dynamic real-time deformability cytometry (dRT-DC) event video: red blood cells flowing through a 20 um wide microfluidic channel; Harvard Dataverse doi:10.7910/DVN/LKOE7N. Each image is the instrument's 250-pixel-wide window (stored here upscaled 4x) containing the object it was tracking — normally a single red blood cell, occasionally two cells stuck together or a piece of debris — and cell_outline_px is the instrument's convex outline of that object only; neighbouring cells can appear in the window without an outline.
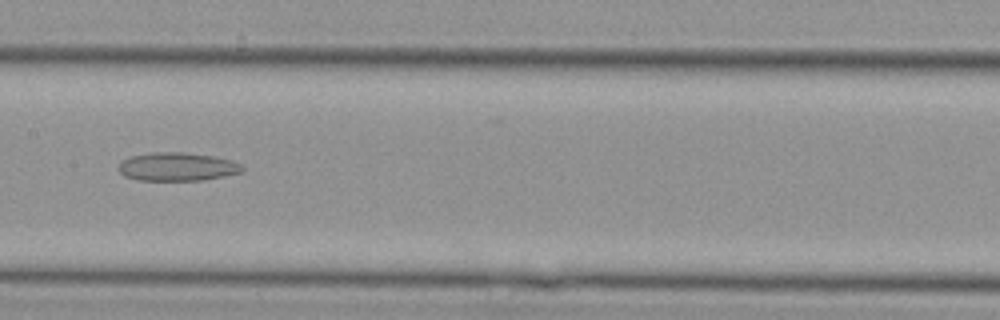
{"species": "Egyptian fruit bat (a non-hibernating species)", "species_latin": "Rousettus aegyptiacus", "temperature_condition": "cold", "stored_images_in_passage": 30, "camera_frame_rate_fps": 3000, "um_per_image_px": 0.085, "animal": {"sex": "female"}, "frame": {"image": 1, "passage_image": 12, "time_ms": 3.667, "image_size_px": [1000, 320], "cell_outline_px": [[244, 168], [240, 172], [200, 180], [140, 180], [124, 176], [120, 172], [120, 160], [128, 156], [152, 152], [184, 152], [212, 156], [232, 160], [240, 164]], "centroid_in_image_um": [15.01, 14.15], "position_along_channel_um": 192.4, "area_um2": 20.29}}
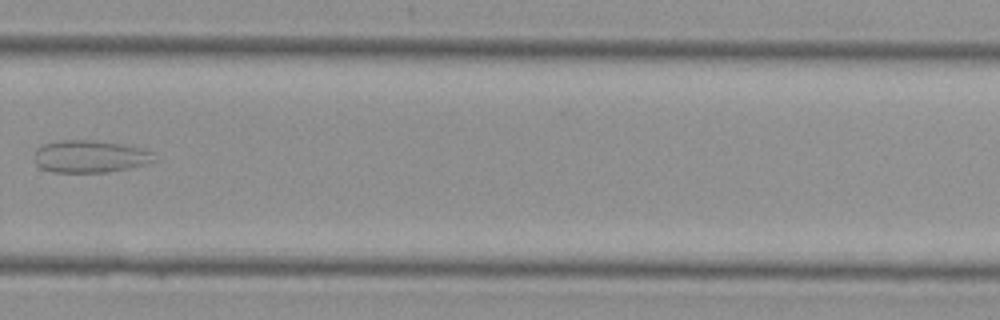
{"frame": {"image": 2, "passage_image": 19, "time_ms": 6.0, "image_size_px": [1000, 320], "cell_outline_px": [[156, 160], [148, 164], [128, 168], [104, 172], [56, 172], [40, 168], [36, 164], [32, 156], [36, 148], [44, 144], [56, 140], [96, 140], [120, 144], [140, 148], [152, 152]], "centroid_in_image_um": [7.6, 13.29], "position_along_channel_um": 322.2, "area_um2": 22.72}}
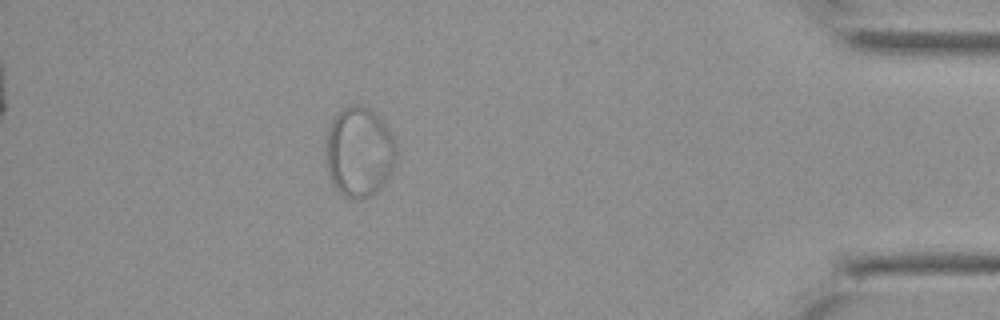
{"frame": {"image": 3, "passage_image": 26, "time_ms": 8.333, "image_size_px": [1000, 320], "cell_outline_px": [[396, 160], [392, 172], [380, 188], [372, 196], [356, 200], [344, 196], [332, 184], [324, 160], [328, 132], [332, 120], [344, 108], [352, 104], [356, 104], [376, 112], [380, 116], [388, 128], [396, 144]], "centroid_in_image_um": [30.54, 12.94], "position_along_channel_um": 404.7, "area_um2": 37.28}}